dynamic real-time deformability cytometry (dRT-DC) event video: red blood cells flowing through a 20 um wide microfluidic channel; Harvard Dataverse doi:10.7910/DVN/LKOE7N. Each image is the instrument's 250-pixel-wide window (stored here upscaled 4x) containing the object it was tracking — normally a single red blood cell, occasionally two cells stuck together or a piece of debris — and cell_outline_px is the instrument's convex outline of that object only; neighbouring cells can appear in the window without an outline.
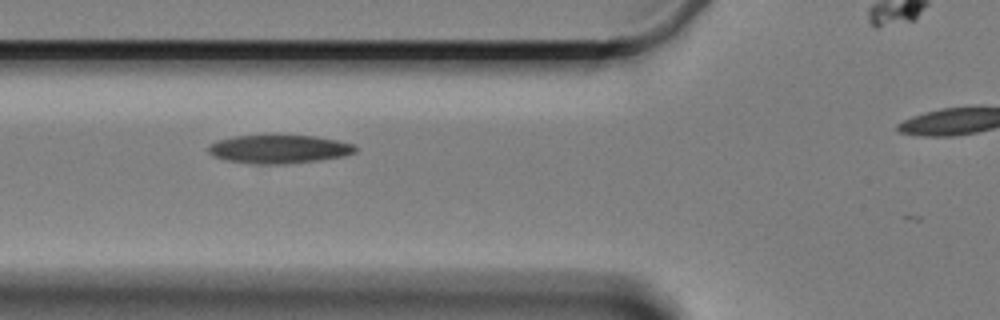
{"species": "Egyptian fruit bat (a non-hibernating species)", "species_latin": "Rousettus aegyptiacus", "temperature_condition": "cold", "stored_images_in_passage": 6, "segment_of_instrument_passage": [1, 2], "camera_frame_rate_fps": 3000, "um_per_image_px": 0.085, "animal": {"sex": "female"}, "frame": {"image": 1, "passage_image": 3, "time_ms": 2.333, "image_size_px": [1000, 320], "cell_outline_px": [[356, 152], [344, 156], [316, 160], [284, 164], [252, 164], [228, 160], [212, 156], [208, 152], [208, 144], [216, 140], [236, 136], [316, 136], [336, 140], [352, 144], [356, 148]], "centroid_in_image_um": [23.67, 12.68], "position_along_channel_um": 102.1, "area_um2": 24.16}}
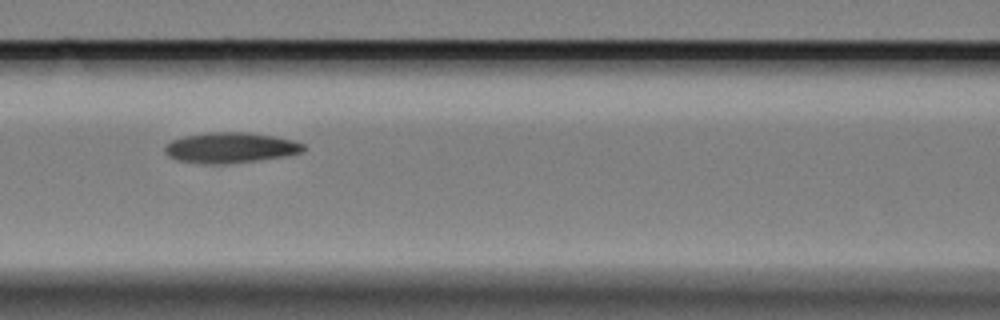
{"frame": {"image": 2, "passage_image": 4, "time_ms": 3.667, "image_size_px": [1000, 320], "cell_outline_px": [[304, 148], [300, 152], [284, 156], [256, 160], [224, 164], [204, 164], [176, 160], [168, 156], [164, 152], [164, 144], [172, 140], [184, 136], [208, 132], [248, 132], [272, 136], [292, 140], [304, 144]], "centroid_in_image_um": [19.5, 12.55], "position_along_channel_um": 147.1, "area_um2": 24.57}}
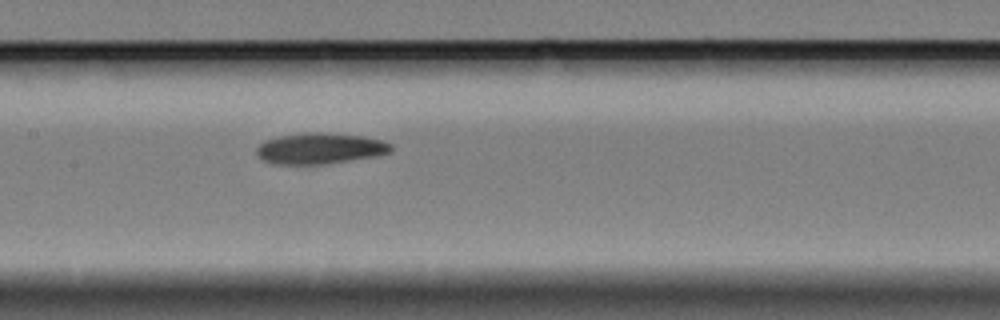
{"frame": {"image": 3, "passage_image": 5, "time_ms": 4.667, "image_size_px": [1000, 320], "cell_outline_px": [[392, 152], [376, 156], [328, 164], [272, 164], [260, 160], [256, 156], [256, 148], [264, 140], [280, 136], [304, 132], [320, 132], [364, 136], [380, 140], [392, 144]], "centroid_in_image_um": [27.17, 12.62], "position_along_channel_um": 180.2, "area_um2": 24.62}}